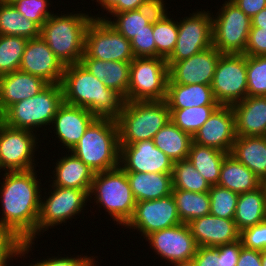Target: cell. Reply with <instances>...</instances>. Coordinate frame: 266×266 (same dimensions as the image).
I'll return each mask as SVG.
<instances>
[{
	"mask_svg": "<svg viewBox=\"0 0 266 266\" xmlns=\"http://www.w3.org/2000/svg\"><path fill=\"white\" fill-rule=\"evenodd\" d=\"M37 173L35 169L2 172L0 232L14 235L22 242L36 241L43 190Z\"/></svg>",
	"mask_w": 266,
	"mask_h": 266,
	"instance_id": "cell-1",
	"label": "cell"
},
{
	"mask_svg": "<svg viewBox=\"0 0 266 266\" xmlns=\"http://www.w3.org/2000/svg\"><path fill=\"white\" fill-rule=\"evenodd\" d=\"M61 86L64 102L69 105L85 108L99 118L120 115L124 99L81 63L65 66Z\"/></svg>",
	"mask_w": 266,
	"mask_h": 266,
	"instance_id": "cell-2",
	"label": "cell"
},
{
	"mask_svg": "<svg viewBox=\"0 0 266 266\" xmlns=\"http://www.w3.org/2000/svg\"><path fill=\"white\" fill-rule=\"evenodd\" d=\"M53 13L41 26L40 37L50 47L64 66L80 63L84 55L85 33L94 18H100L82 11L67 14ZM81 12V13H80ZM99 15V16H98Z\"/></svg>",
	"mask_w": 266,
	"mask_h": 266,
	"instance_id": "cell-3",
	"label": "cell"
},
{
	"mask_svg": "<svg viewBox=\"0 0 266 266\" xmlns=\"http://www.w3.org/2000/svg\"><path fill=\"white\" fill-rule=\"evenodd\" d=\"M94 173L119 167V136L115 119L97 117L70 150Z\"/></svg>",
	"mask_w": 266,
	"mask_h": 266,
	"instance_id": "cell-4",
	"label": "cell"
},
{
	"mask_svg": "<svg viewBox=\"0 0 266 266\" xmlns=\"http://www.w3.org/2000/svg\"><path fill=\"white\" fill-rule=\"evenodd\" d=\"M88 195L89 202L92 201L90 203L95 202L98 209L103 206L112 221L121 227L125 226L134 214L136 201L126 172L120 166L95 173Z\"/></svg>",
	"mask_w": 266,
	"mask_h": 266,
	"instance_id": "cell-5",
	"label": "cell"
},
{
	"mask_svg": "<svg viewBox=\"0 0 266 266\" xmlns=\"http://www.w3.org/2000/svg\"><path fill=\"white\" fill-rule=\"evenodd\" d=\"M118 126L119 145H130L142 140H152L170 120L169 106L160 101H124Z\"/></svg>",
	"mask_w": 266,
	"mask_h": 266,
	"instance_id": "cell-6",
	"label": "cell"
},
{
	"mask_svg": "<svg viewBox=\"0 0 266 266\" xmlns=\"http://www.w3.org/2000/svg\"><path fill=\"white\" fill-rule=\"evenodd\" d=\"M63 103L61 83L48 84L35 96L10 106L4 112L3 123L13 128L35 131V133L42 128L45 131L43 133L48 134L46 130Z\"/></svg>",
	"mask_w": 266,
	"mask_h": 266,
	"instance_id": "cell-7",
	"label": "cell"
},
{
	"mask_svg": "<svg viewBox=\"0 0 266 266\" xmlns=\"http://www.w3.org/2000/svg\"><path fill=\"white\" fill-rule=\"evenodd\" d=\"M169 67L165 58L135 57L130 62L129 88L124 101H160L167 96Z\"/></svg>",
	"mask_w": 266,
	"mask_h": 266,
	"instance_id": "cell-8",
	"label": "cell"
},
{
	"mask_svg": "<svg viewBox=\"0 0 266 266\" xmlns=\"http://www.w3.org/2000/svg\"><path fill=\"white\" fill-rule=\"evenodd\" d=\"M51 189L46 191L43 188L41 193V207L38 223L36 225V238L47 230L55 229L60 224L66 225L67 220L77 219L83 210H86L89 201V195L85 190L75 188H65L58 186H49ZM50 191V192H49ZM86 209H84V208ZM42 232V233H41ZM38 236V237H37Z\"/></svg>",
	"mask_w": 266,
	"mask_h": 266,
	"instance_id": "cell-9",
	"label": "cell"
},
{
	"mask_svg": "<svg viewBox=\"0 0 266 266\" xmlns=\"http://www.w3.org/2000/svg\"><path fill=\"white\" fill-rule=\"evenodd\" d=\"M220 7L212 13L213 46L222 54H244L251 18L231 0Z\"/></svg>",
	"mask_w": 266,
	"mask_h": 266,
	"instance_id": "cell-10",
	"label": "cell"
},
{
	"mask_svg": "<svg viewBox=\"0 0 266 266\" xmlns=\"http://www.w3.org/2000/svg\"><path fill=\"white\" fill-rule=\"evenodd\" d=\"M41 134L0 124V170L1 172L28 171L36 169L38 143ZM38 136V137H37ZM37 144V145H36ZM38 146V147H37Z\"/></svg>",
	"mask_w": 266,
	"mask_h": 266,
	"instance_id": "cell-11",
	"label": "cell"
},
{
	"mask_svg": "<svg viewBox=\"0 0 266 266\" xmlns=\"http://www.w3.org/2000/svg\"><path fill=\"white\" fill-rule=\"evenodd\" d=\"M82 58L131 62L135 56L128 39L106 20L94 18L86 29Z\"/></svg>",
	"mask_w": 266,
	"mask_h": 266,
	"instance_id": "cell-12",
	"label": "cell"
},
{
	"mask_svg": "<svg viewBox=\"0 0 266 266\" xmlns=\"http://www.w3.org/2000/svg\"><path fill=\"white\" fill-rule=\"evenodd\" d=\"M178 22V37L174 51L166 59L170 68L175 62L198 54L213 46L212 13L198 10Z\"/></svg>",
	"mask_w": 266,
	"mask_h": 266,
	"instance_id": "cell-13",
	"label": "cell"
},
{
	"mask_svg": "<svg viewBox=\"0 0 266 266\" xmlns=\"http://www.w3.org/2000/svg\"><path fill=\"white\" fill-rule=\"evenodd\" d=\"M211 88L220 105H233L247 96L245 54H222L216 65Z\"/></svg>",
	"mask_w": 266,
	"mask_h": 266,
	"instance_id": "cell-14",
	"label": "cell"
},
{
	"mask_svg": "<svg viewBox=\"0 0 266 266\" xmlns=\"http://www.w3.org/2000/svg\"><path fill=\"white\" fill-rule=\"evenodd\" d=\"M173 195L136 202L132 218L124 226L139 231L145 239L153 232L181 224ZM134 229V230H133Z\"/></svg>",
	"mask_w": 266,
	"mask_h": 266,
	"instance_id": "cell-15",
	"label": "cell"
},
{
	"mask_svg": "<svg viewBox=\"0 0 266 266\" xmlns=\"http://www.w3.org/2000/svg\"><path fill=\"white\" fill-rule=\"evenodd\" d=\"M145 240L161 260L170 264L192 260L198 248L186 223L153 232Z\"/></svg>",
	"mask_w": 266,
	"mask_h": 266,
	"instance_id": "cell-16",
	"label": "cell"
},
{
	"mask_svg": "<svg viewBox=\"0 0 266 266\" xmlns=\"http://www.w3.org/2000/svg\"><path fill=\"white\" fill-rule=\"evenodd\" d=\"M119 146V166L125 172L172 174L174 161L158 149L153 140Z\"/></svg>",
	"mask_w": 266,
	"mask_h": 266,
	"instance_id": "cell-17",
	"label": "cell"
},
{
	"mask_svg": "<svg viewBox=\"0 0 266 266\" xmlns=\"http://www.w3.org/2000/svg\"><path fill=\"white\" fill-rule=\"evenodd\" d=\"M192 138L196 144L230 154L236 139L235 115L231 105H219Z\"/></svg>",
	"mask_w": 266,
	"mask_h": 266,
	"instance_id": "cell-18",
	"label": "cell"
},
{
	"mask_svg": "<svg viewBox=\"0 0 266 266\" xmlns=\"http://www.w3.org/2000/svg\"><path fill=\"white\" fill-rule=\"evenodd\" d=\"M222 53L211 46L189 58L175 62L169 68L168 83L211 85Z\"/></svg>",
	"mask_w": 266,
	"mask_h": 266,
	"instance_id": "cell-19",
	"label": "cell"
},
{
	"mask_svg": "<svg viewBox=\"0 0 266 266\" xmlns=\"http://www.w3.org/2000/svg\"><path fill=\"white\" fill-rule=\"evenodd\" d=\"M65 66L41 38L28 39L19 70L38 76L48 84L62 81Z\"/></svg>",
	"mask_w": 266,
	"mask_h": 266,
	"instance_id": "cell-20",
	"label": "cell"
},
{
	"mask_svg": "<svg viewBox=\"0 0 266 266\" xmlns=\"http://www.w3.org/2000/svg\"><path fill=\"white\" fill-rule=\"evenodd\" d=\"M96 118L87 109L64 102L54 116L48 132L52 133L51 129H54L53 133L56 134L55 137L59 141L57 143H62L58 147L62 146L61 148L70 151Z\"/></svg>",
	"mask_w": 266,
	"mask_h": 266,
	"instance_id": "cell-21",
	"label": "cell"
},
{
	"mask_svg": "<svg viewBox=\"0 0 266 266\" xmlns=\"http://www.w3.org/2000/svg\"><path fill=\"white\" fill-rule=\"evenodd\" d=\"M188 226L198 247H218L240 240L234 219L209 214L190 221Z\"/></svg>",
	"mask_w": 266,
	"mask_h": 266,
	"instance_id": "cell-22",
	"label": "cell"
},
{
	"mask_svg": "<svg viewBox=\"0 0 266 266\" xmlns=\"http://www.w3.org/2000/svg\"><path fill=\"white\" fill-rule=\"evenodd\" d=\"M231 107L236 136H266V96H246Z\"/></svg>",
	"mask_w": 266,
	"mask_h": 266,
	"instance_id": "cell-23",
	"label": "cell"
},
{
	"mask_svg": "<svg viewBox=\"0 0 266 266\" xmlns=\"http://www.w3.org/2000/svg\"><path fill=\"white\" fill-rule=\"evenodd\" d=\"M48 85L42 78L20 70L0 76V106L5 112L13 104L38 94Z\"/></svg>",
	"mask_w": 266,
	"mask_h": 266,
	"instance_id": "cell-24",
	"label": "cell"
},
{
	"mask_svg": "<svg viewBox=\"0 0 266 266\" xmlns=\"http://www.w3.org/2000/svg\"><path fill=\"white\" fill-rule=\"evenodd\" d=\"M68 152V153H67ZM59 157L55 163L54 170L51 171L53 177L48 186H58L65 188H75L85 190L88 194L94 178V171L70 151Z\"/></svg>",
	"mask_w": 266,
	"mask_h": 266,
	"instance_id": "cell-25",
	"label": "cell"
},
{
	"mask_svg": "<svg viewBox=\"0 0 266 266\" xmlns=\"http://www.w3.org/2000/svg\"><path fill=\"white\" fill-rule=\"evenodd\" d=\"M80 63L104 85L123 99L129 88L130 62L103 61L95 58H81Z\"/></svg>",
	"mask_w": 266,
	"mask_h": 266,
	"instance_id": "cell-26",
	"label": "cell"
},
{
	"mask_svg": "<svg viewBox=\"0 0 266 266\" xmlns=\"http://www.w3.org/2000/svg\"><path fill=\"white\" fill-rule=\"evenodd\" d=\"M166 5L164 0H157L152 6L138 10L125 11L121 13H105L100 17L106 20L112 27L120 32L126 39L131 41L135 35L148 30V24L154 19L157 13ZM112 20V21H111Z\"/></svg>",
	"mask_w": 266,
	"mask_h": 266,
	"instance_id": "cell-27",
	"label": "cell"
},
{
	"mask_svg": "<svg viewBox=\"0 0 266 266\" xmlns=\"http://www.w3.org/2000/svg\"><path fill=\"white\" fill-rule=\"evenodd\" d=\"M230 154L266 181V136H236Z\"/></svg>",
	"mask_w": 266,
	"mask_h": 266,
	"instance_id": "cell-28",
	"label": "cell"
},
{
	"mask_svg": "<svg viewBox=\"0 0 266 266\" xmlns=\"http://www.w3.org/2000/svg\"><path fill=\"white\" fill-rule=\"evenodd\" d=\"M136 202L155 200L172 194V174L126 172Z\"/></svg>",
	"mask_w": 266,
	"mask_h": 266,
	"instance_id": "cell-29",
	"label": "cell"
},
{
	"mask_svg": "<svg viewBox=\"0 0 266 266\" xmlns=\"http://www.w3.org/2000/svg\"><path fill=\"white\" fill-rule=\"evenodd\" d=\"M169 109H184L201 105H220L213 94L211 85L167 83Z\"/></svg>",
	"mask_w": 266,
	"mask_h": 266,
	"instance_id": "cell-30",
	"label": "cell"
},
{
	"mask_svg": "<svg viewBox=\"0 0 266 266\" xmlns=\"http://www.w3.org/2000/svg\"><path fill=\"white\" fill-rule=\"evenodd\" d=\"M217 185L241 194L258 189L263 182L244 164L228 154L223 160Z\"/></svg>",
	"mask_w": 266,
	"mask_h": 266,
	"instance_id": "cell-31",
	"label": "cell"
},
{
	"mask_svg": "<svg viewBox=\"0 0 266 266\" xmlns=\"http://www.w3.org/2000/svg\"><path fill=\"white\" fill-rule=\"evenodd\" d=\"M266 220V188L264 184L258 189L239 194L234 214L237 229L257 225Z\"/></svg>",
	"mask_w": 266,
	"mask_h": 266,
	"instance_id": "cell-32",
	"label": "cell"
},
{
	"mask_svg": "<svg viewBox=\"0 0 266 266\" xmlns=\"http://www.w3.org/2000/svg\"><path fill=\"white\" fill-rule=\"evenodd\" d=\"M155 146L174 162L188 158L192 135L182 131L169 120L153 137Z\"/></svg>",
	"mask_w": 266,
	"mask_h": 266,
	"instance_id": "cell-33",
	"label": "cell"
},
{
	"mask_svg": "<svg viewBox=\"0 0 266 266\" xmlns=\"http://www.w3.org/2000/svg\"><path fill=\"white\" fill-rule=\"evenodd\" d=\"M229 153L192 142L188 159L210 186L217 185L224 158Z\"/></svg>",
	"mask_w": 266,
	"mask_h": 266,
	"instance_id": "cell-34",
	"label": "cell"
},
{
	"mask_svg": "<svg viewBox=\"0 0 266 266\" xmlns=\"http://www.w3.org/2000/svg\"><path fill=\"white\" fill-rule=\"evenodd\" d=\"M165 5L153 19L156 57L167 59L174 51L178 37V20L170 17ZM169 12V13H168Z\"/></svg>",
	"mask_w": 266,
	"mask_h": 266,
	"instance_id": "cell-35",
	"label": "cell"
},
{
	"mask_svg": "<svg viewBox=\"0 0 266 266\" xmlns=\"http://www.w3.org/2000/svg\"><path fill=\"white\" fill-rule=\"evenodd\" d=\"M40 29L36 22L23 16L13 4L0 3V35L34 39L40 37Z\"/></svg>",
	"mask_w": 266,
	"mask_h": 266,
	"instance_id": "cell-36",
	"label": "cell"
},
{
	"mask_svg": "<svg viewBox=\"0 0 266 266\" xmlns=\"http://www.w3.org/2000/svg\"><path fill=\"white\" fill-rule=\"evenodd\" d=\"M178 214L182 223L210 214V196L208 192L198 193L172 189Z\"/></svg>",
	"mask_w": 266,
	"mask_h": 266,
	"instance_id": "cell-37",
	"label": "cell"
},
{
	"mask_svg": "<svg viewBox=\"0 0 266 266\" xmlns=\"http://www.w3.org/2000/svg\"><path fill=\"white\" fill-rule=\"evenodd\" d=\"M241 246V240L218 247L199 246L192 260L196 266H237Z\"/></svg>",
	"mask_w": 266,
	"mask_h": 266,
	"instance_id": "cell-38",
	"label": "cell"
},
{
	"mask_svg": "<svg viewBox=\"0 0 266 266\" xmlns=\"http://www.w3.org/2000/svg\"><path fill=\"white\" fill-rule=\"evenodd\" d=\"M172 187L173 189L203 193L208 192L211 186L187 158L174 162Z\"/></svg>",
	"mask_w": 266,
	"mask_h": 266,
	"instance_id": "cell-39",
	"label": "cell"
},
{
	"mask_svg": "<svg viewBox=\"0 0 266 266\" xmlns=\"http://www.w3.org/2000/svg\"><path fill=\"white\" fill-rule=\"evenodd\" d=\"M218 106L219 105H201L184 109H169L170 120L182 131L193 136Z\"/></svg>",
	"mask_w": 266,
	"mask_h": 266,
	"instance_id": "cell-40",
	"label": "cell"
},
{
	"mask_svg": "<svg viewBox=\"0 0 266 266\" xmlns=\"http://www.w3.org/2000/svg\"><path fill=\"white\" fill-rule=\"evenodd\" d=\"M28 39L0 35V76L18 71Z\"/></svg>",
	"mask_w": 266,
	"mask_h": 266,
	"instance_id": "cell-41",
	"label": "cell"
},
{
	"mask_svg": "<svg viewBox=\"0 0 266 266\" xmlns=\"http://www.w3.org/2000/svg\"><path fill=\"white\" fill-rule=\"evenodd\" d=\"M208 193L210 214L224 219H234L239 194L219 185L211 186Z\"/></svg>",
	"mask_w": 266,
	"mask_h": 266,
	"instance_id": "cell-42",
	"label": "cell"
},
{
	"mask_svg": "<svg viewBox=\"0 0 266 266\" xmlns=\"http://www.w3.org/2000/svg\"><path fill=\"white\" fill-rule=\"evenodd\" d=\"M247 96H266V55H246Z\"/></svg>",
	"mask_w": 266,
	"mask_h": 266,
	"instance_id": "cell-43",
	"label": "cell"
},
{
	"mask_svg": "<svg viewBox=\"0 0 266 266\" xmlns=\"http://www.w3.org/2000/svg\"><path fill=\"white\" fill-rule=\"evenodd\" d=\"M35 241L22 242L18 237L0 232V266H9V262L23 257H27L29 251L32 252ZM12 259V261H11Z\"/></svg>",
	"mask_w": 266,
	"mask_h": 266,
	"instance_id": "cell-44",
	"label": "cell"
},
{
	"mask_svg": "<svg viewBox=\"0 0 266 266\" xmlns=\"http://www.w3.org/2000/svg\"><path fill=\"white\" fill-rule=\"evenodd\" d=\"M13 5L23 16L36 22L40 27L54 13L49 10L53 5L51 0H17Z\"/></svg>",
	"mask_w": 266,
	"mask_h": 266,
	"instance_id": "cell-45",
	"label": "cell"
},
{
	"mask_svg": "<svg viewBox=\"0 0 266 266\" xmlns=\"http://www.w3.org/2000/svg\"><path fill=\"white\" fill-rule=\"evenodd\" d=\"M58 255L56 257L47 256V259H41L40 261H35L34 263H30L28 266H98L95 258L98 260V256H88V255H76L68 257L64 254V256ZM66 256V257H65ZM96 262V263H95ZM25 266V265H24Z\"/></svg>",
	"mask_w": 266,
	"mask_h": 266,
	"instance_id": "cell-46",
	"label": "cell"
},
{
	"mask_svg": "<svg viewBox=\"0 0 266 266\" xmlns=\"http://www.w3.org/2000/svg\"><path fill=\"white\" fill-rule=\"evenodd\" d=\"M135 57H156V45L153 37V20L148 24V30L135 35L130 41Z\"/></svg>",
	"mask_w": 266,
	"mask_h": 266,
	"instance_id": "cell-47",
	"label": "cell"
},
{
	"mask_svg": "<svg viewBox=\"0 0 266 266\" xmlns=\"http://www.w3.org/2000/svg\"><path fill=\"white\" fill-rule=\"evenodd\" d=\"M242 245L253 250H266V220L240 232Z\"/></svg>",
	"mask_w": 266,
	"mask_h": 266,
	"instance_id": "cell-48",
	"label": "cell"
},
{
	"mask_svg": "<svg viewBox=\"0 0 266 266\" xmlns=\"http://www.w3.org/2000/svg\"><path fill=\"white\" fill-rule=\"evenodd\" d=\"M244 54L248 56L266 55V29L251 27Z\"/></svg>",
	"mask_w": 266,
	"mask_h": 266,
	"instance_id": "cell-49",
	"label": "cell"
},
{
	"mask_svg": "<svg viewBox=\"0 0 266 266\" xmlns=\"http://www.w3.org/2000/svg\"><path fill=\"white\" fill-rule=\"evenodd\" d=\"M156 1L157 0H122L118 1L107 13L138 10L147 6H152Z\"/></svg>",
	"mask_w": 266,
	"mask_h": 266,
	"instance_id": "cell-50",
	"label": "cell"
},
{
	"mask_svg": "<svg viewBox=\"0 0 266 266\" xmlns=\"http://www.w3.org/2000/svg\"><path fill=\"white\" fill-rule=\"evenodd\" d=\"M262 251L241 246L237 266H262Z\"/></svg>",
	"mask_w": 266,
	"mask_h": 266,
	"instance_id": "cell-51",
	"label": "cell"
},
{
	"mask_svg": "<svg viewBox=\"0 0 266 266\" xmlns=\"http://www.w3.org/2000/svg\"><path fill=\"white\" fill-rule=\"evenodd\" d=\"M234 2L247 16L252 18L266 7V0H231Z\"/></svg>",
	"mask_w": 266,
	"mask_h": 266,
	"instance_id": "cell-52",
	"label": "cell"
},
{
	"mask_svg": "<svg viewBox=\"0 0 266 266\" xmlns=\"http://www.w3.org/2000/svg\"><path fill=\"white\" fill-rule=\"evenodd\" d=\"M251 27L266 29V7L251 18Z\"/></svg>",
	"mask_w": 266,
	"mask_h": 266,
	"instance_id": "cell-53",
	"label": "cell"
},
{
	"mask_svg": "<svg viewBox=\"0 0 266 266\" xmlns=\"http://www.w3.org/2000/svg\"><path fill=\"white\" fill-rule=\"evenodd\" d=\"M118 1L122 0H96L95 2H98L96 3V6L100 4L99 6L102 7L101 9H103L102 12H108Z\"/></svg>",
	"mask_w": 266,
	"mask_h": 266,
	"instance_id": "cell-54",
	"label": "cell"
},
{
	"mask_svg": "<svg viewBox=\"0 0 266 266\" xmlns=\"http://www.w3.org/2000/svg\"><path fill=\"white\" fill-rule=\"evenodd\" d=\"M196 266L193 260L185 261V262H177L172 264V266Z\"/></svg>",
	"mask_w": 266,
	"mask_h": 266,
	"instance_id": "cell-55",
	"label": "cell"
},
{
	"mask_svg": "<svg viewBox=\"0 0 266 266\" xmlns=\"http://www.w3.org/2000/svg\"><path fill=\"white\" fill-rule=\"evenodd\" d=\"M261 261H262V266H266V250L262 251Z\"/></svg>",
	"mask_w": 266,
	"mask_h": 266,
	"instance_id": "cell-56",
	"label": "cell"
},
{
	"mask_svg": "<svg viewBox=\"0 0 266 266\" xmlns=\"http://www.w3.org/2000/svg\"><path fill=\"white\" fill-rule=\"evenodd\" d=\"M15 1H17V0H0V3L13 4Z\"/></svg>",
	"mask_w": 266,
	"mask_h": 266,
	"instance_id": "cell-57",
	"label": "cell"
},
{
	"mask_svg": "<svg viewBox=\"0 0 266 266\" xmlns=\"http://www.w3.org/2000/svg\"><path fill=\"white\" fill-rule=\"evenodd\" d=\"M3 120H4V112L2 111L0 106V124L3 123Z\"/></svg>",
	"mask_w": 266,
	"mask_h": 266,
	"instance_id": "cell-58",
	"label": "cell"
}]
</instances>
